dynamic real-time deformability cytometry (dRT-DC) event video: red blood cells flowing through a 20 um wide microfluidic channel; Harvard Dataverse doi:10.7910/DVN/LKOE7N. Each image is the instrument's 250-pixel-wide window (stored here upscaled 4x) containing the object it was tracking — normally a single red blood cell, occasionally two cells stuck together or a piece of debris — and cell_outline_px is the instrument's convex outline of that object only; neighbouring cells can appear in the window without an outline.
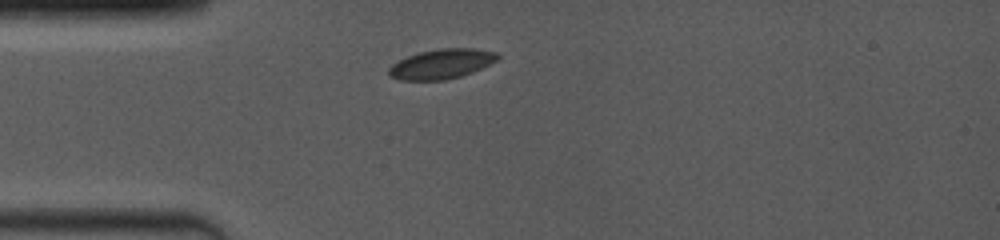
{"species": "common noctule bat (a hibernating species)", "species_latin": "Nyctalus noctula", "temperature_condition": "room temperature", "stored_images_in_passage": 55, "camera_frame_rate_fps": 4000, "um_per_image_px": 0.085, "animal": {"sex": "female", "body_mass_g": 19.0, "forearm_length_mm": 53.3}, "frame": {"image": 1, "passage_image": 1, "time_ms": 0.0, "image_size_px": [1000, 240], "cell_outline_px": [[500, 56], [496, 60], [472, 72], [460, 76], [444, 80], [400, 80], [388, 76], [388, 68], [392, 64], [408, 56], [420, 52], [436, 48], [476, 48], [496, 52]], "centroid_in_image_um": [37.5, 5.43], "position_along_channel_um": 47.5, "area_um2": 18.79}}
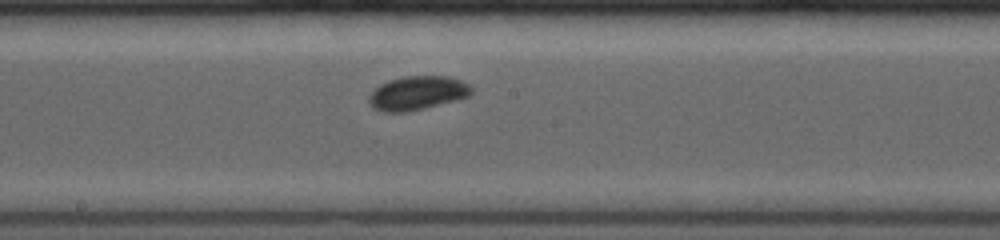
{"frame": {"image": 2, "passage_image": 22, "time_ms": 4.5, "image_size_px": [1000, 240], "cell_outline_px": [[472, 92], [468, 96], [456, 100], [424, 108], [404, 112], [384, 112], [372, 108], [368, 104], [368, 96], [380, 84], [388, 80], [404, 76], [448, 76], [460, 80], [468, 84], [472, 88]], "centroid_in_image_um": [35.44, 7.91], "position_along_channel_um": 212.8, "area_um2": 20.23}}
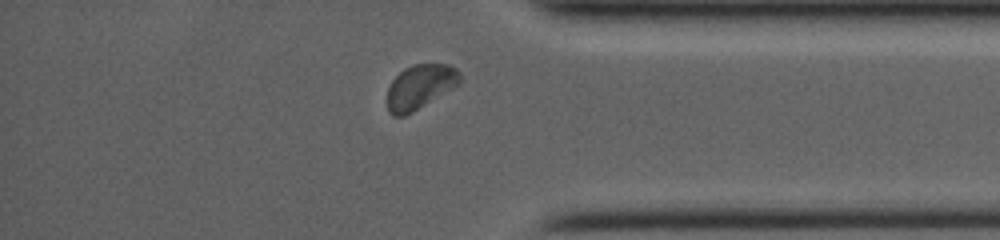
{"frame": {"image": 3, "passage_image": 47, "time_ms": 9.25, "image_size_px": [1000, 240], "cell_outline_px": [[460, 84], [412, 112], [404, 116], [392, 116], [388, 112], [388, 88], [392, 80], [404, 68], [412, 64], [448, 64], [456, 68], [460, 72]], "centroid_in_image_um": [35.7, 7.37], "position_along_channel_um": 399.5, "area_um2": 18.79}, "authors_computed_cell_mechanics": {"area_um2": 19.3052, "velocity_mm_per_s": 3.9945, "shape_relaxation_time_tau1_ms": 3.6393, "shape_relaxation_time_tau2_ms": null, "deformation_change_tau1": 0.0774, "deformation_change_tau2": null}}